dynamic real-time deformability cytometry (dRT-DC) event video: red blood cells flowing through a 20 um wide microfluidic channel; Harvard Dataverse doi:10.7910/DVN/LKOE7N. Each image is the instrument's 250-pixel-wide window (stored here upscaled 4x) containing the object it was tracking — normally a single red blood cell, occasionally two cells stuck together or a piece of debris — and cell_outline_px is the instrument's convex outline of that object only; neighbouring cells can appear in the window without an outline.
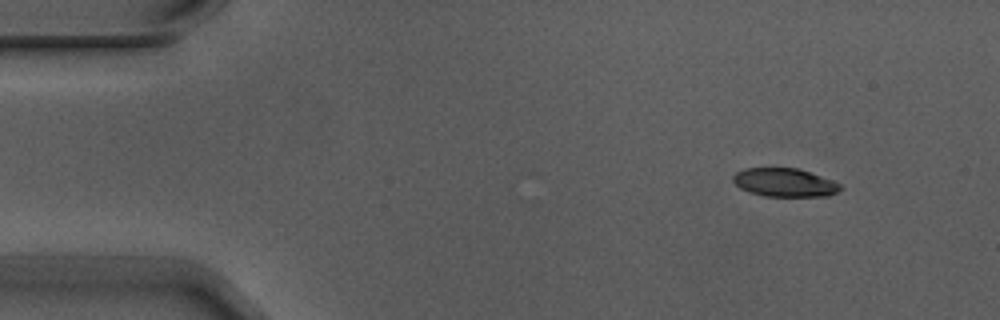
{"species": "Egyptian fruit bat (a non-hibernating species)", "species_latin": "Rousettus aegyptiacus", "temperature_condition": "warm", "stored_images_in_passage": 7, "camera_frame_rate_fps": 3000, "um_per_image_px": 0.085, "animal": {"sex": "male"}, "frame": {"image": 1, "passage_image": 1, "time_ms": 0.0, "image_size_px": [1000, 320], "cell_outline_px": [[844, 188], [828, 196], [764, 196], [748, 192], [740, 188], [732, 180], [732, 176], [736, 172], [744, 168], [796, 168], [832, 180], [840, 184]], "centroid_in_image_um": [66.67, 15.52], "position_along_channel_um": 18.3, "area_um2": 17.74}}
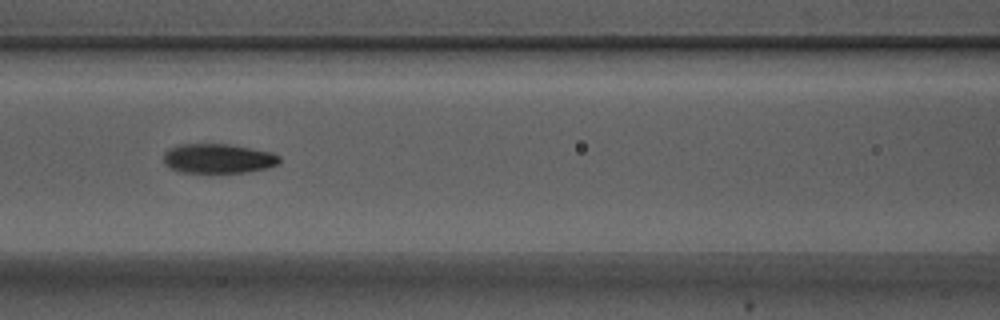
{"frame": {"image": 2, "passage_image": 6, "time_ms": 1.667, "image_size_px": [1000, 320], "cell_outline_px": [[280, 160], [276, 164], [268, 168], [244, 172], [180, 172], [164, 164], [164, 152], [180, 144], [228, 144], [272, 152], [280, 156]], "centroid_in_image_um": [18.55, 13.47], "position_along_channel_um": 148.1, "area_um2": 19.71}}
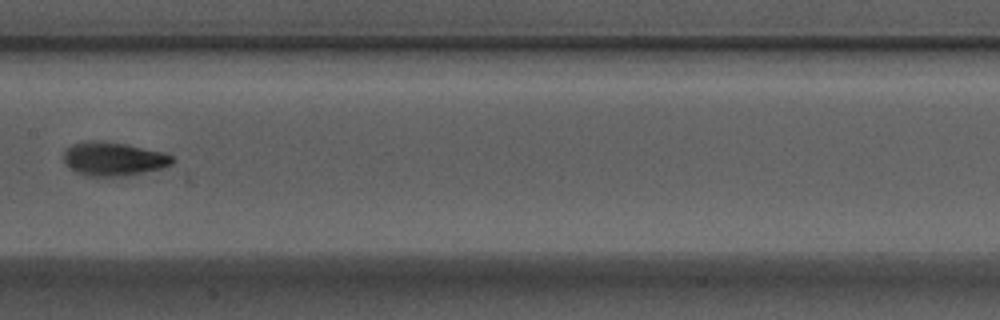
{"frame": {"image": 3, "passage_image": 7, "time_ms": 2.0, "image_size_px": [1000, 320], "cell_outline_px": [[176, 160], [172, 164], [160, 168], [144, 172], [124, 176], [84, 176], [68, 168], [64, 160], [64, 152], [72, 144], [84, 140], [92, 140], [124, 144], [160, 152], [172, 156]], "centroid_in_image_um": [9.59, 13.52], "position_along_channel_um": 197.8, "area_um2": 21.15}}